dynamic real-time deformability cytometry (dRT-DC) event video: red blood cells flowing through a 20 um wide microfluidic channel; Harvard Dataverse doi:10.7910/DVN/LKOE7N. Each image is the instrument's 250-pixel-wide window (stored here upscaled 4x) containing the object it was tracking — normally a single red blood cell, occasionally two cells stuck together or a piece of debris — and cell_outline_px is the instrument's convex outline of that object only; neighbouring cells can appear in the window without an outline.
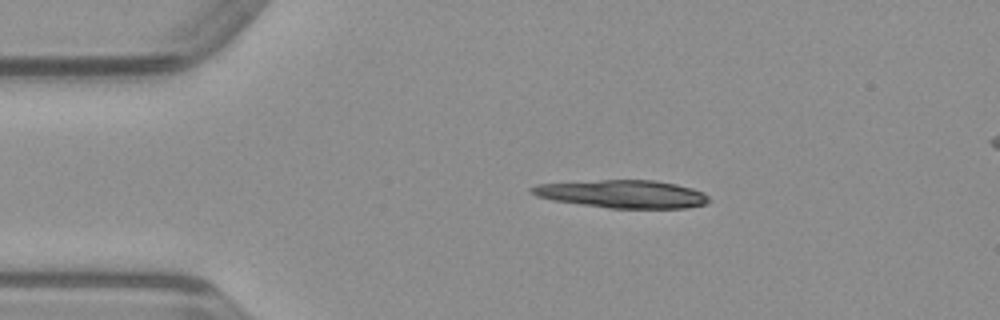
{"species": "common noctule bat (a hibernating species)", "species_latin": "Nyctalus noctula", "temperature_condition": "warm", "stored_images_in_passage": 47, "camera_frame_rate_fps": 3000, "um_per_image_px": 0.085, "animal": {"sex": "male", "body_mass_g": 23.1, "forearm_length_mm": 52.7}, "frame": {"image": 1, "passage_image": 8, "time_ms": 2.333, "image_size_px": [1000, 320], "cell_outline_px": [[712, 200], [708, 204], [688, 208], [608, 208], [552, 200], [536, 196], [528, 192], [528, 188], [536, 184], [600, 180], [656, 180], [676, 184], [692, 188], [704, 192]], "centroid_in_image_um": [52.93, 16.49], "position_along_channel_um": 32.1, "area_um2": 29.13}}